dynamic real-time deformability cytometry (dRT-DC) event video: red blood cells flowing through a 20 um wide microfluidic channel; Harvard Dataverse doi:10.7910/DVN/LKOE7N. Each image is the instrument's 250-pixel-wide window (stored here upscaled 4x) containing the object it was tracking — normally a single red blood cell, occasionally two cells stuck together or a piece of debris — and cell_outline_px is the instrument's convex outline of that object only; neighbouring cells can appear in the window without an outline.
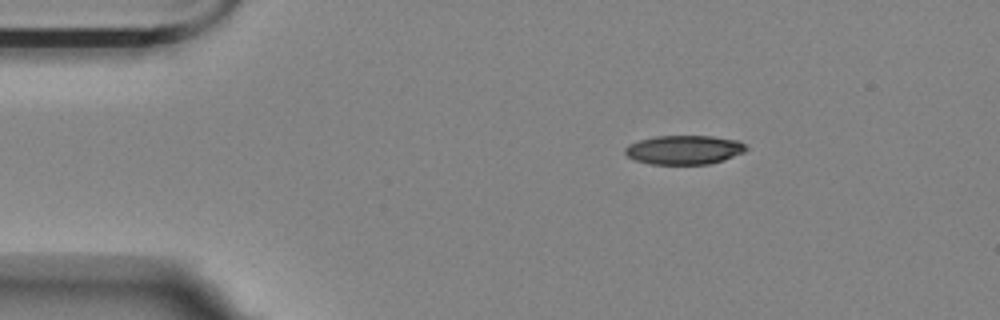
{"species": "Egyptian fruit bat (a non-hibernating species)", "species_latin": "Rousettus aegyptiacus", "temperature_condition": "room temperature", "stored_images_in_passage": 49, "camera_frame_rate_fps": 3000, "um_per_image_px": 0.085, "animal": {"sex": "female"}, "frame": {"image": 1, "passage_image": 1, "time_ms": 0.0, "image_size_px": [1000, 320], "cell_outline_px": [[748, 148], [744, 152], [724, 160], [708, 164], [652, 164], [636, 160], [628, 156], [624, 152], [624, 148], [628, 144], [640, 140], [656, 136], [712, 136], [736, 140], [744, 144]], "centroid_in_image_um": [58.15, 12.73], "position_along_channel_um": 26.9, "area_um2": 20.4}}
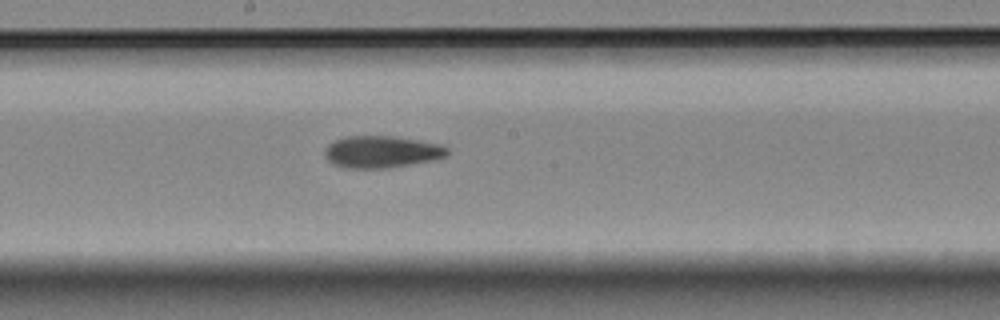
{"frame": {"image": 2, "passage_image": 22, "time_ms": 7.0, "image_size_px": [1000, 320], "cell_outline_px": [[448, 156], [432, 160], [388, 168], [344, 168], [332, 164], [328, 160], [324, 152], [328, 144], [344, 136], [392, 136], [440, 144], [448, 148]], "centroid_in_image_um": [32.42, 12.91], "position_along_channel_um": 215.8, "area_um2": 22.77}}
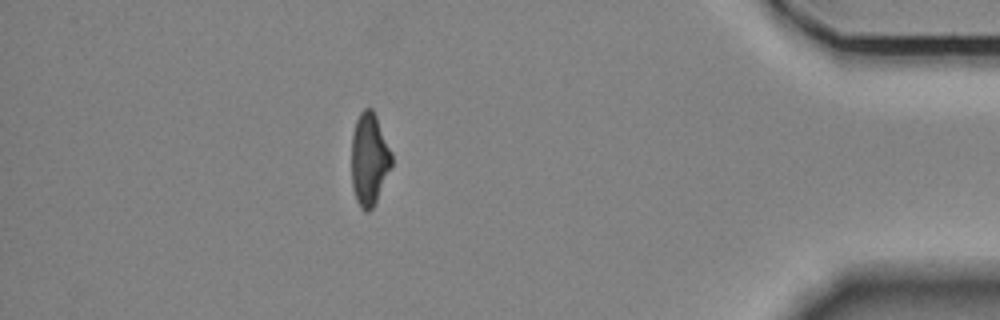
{"frame": {"image": 3, "passage_image": 42, "time_ms": 13.667, "image_size_px": [1000, 320], "cell_outline_px": [[392, 168], [372, 208], [368, 212], [364, 212], [360, 208], [356, 200], [352, 188], [352, 132], [356, 120], [360, 112], [364, 108], [372, 108], [376, 116], [392, 152]], "centroid_in_image_um": [31.39, 13.54], "position_along_channel_um": 403.8, "area_um2": 21.79}, "authors_computed_cell_mechanics": {"area_um2": 22.0796, "velocity_mm_per_s": 3.4895, "shape_relaxation_time_tau1_ms": 5.9134, "shape_relaxation_time_tau2_ms": 5.228, "deformation_change_tau1": 0.209, "deformation_change_tau2": 0.1419}}